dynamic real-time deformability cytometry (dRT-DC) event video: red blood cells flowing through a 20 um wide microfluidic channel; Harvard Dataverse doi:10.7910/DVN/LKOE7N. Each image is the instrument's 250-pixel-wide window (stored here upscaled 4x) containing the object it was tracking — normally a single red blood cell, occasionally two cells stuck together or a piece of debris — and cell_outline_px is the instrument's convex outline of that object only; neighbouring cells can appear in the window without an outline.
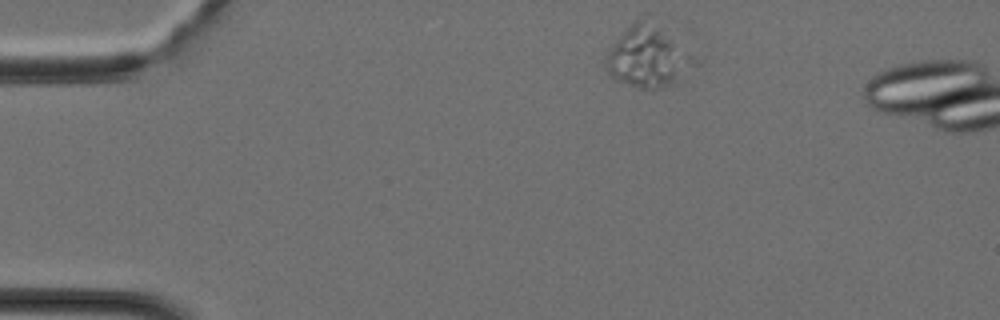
{"species": "Egyptian fruit bat (a non-hibernating species)", "species_latin": "Rousettus aegyptiacus", "temperature_condition": "cold", "stored_images_in_passage": 3, "camera_frame_rate_fps": 3000, "um_per_image_px": 0.085, "animal": {"sex": "female"}, "frame": {"image": 1, "passage_image": 2, "time_ms": 0.333, "image_size_px": [1000, 320], "cell_outline_px": [[676, 84], [660, 88], [644, 88], [608, 76], [604, 68], [604, 56], [616, 40], [636, 20], [640, 20], [656, 28], [672, 44], [676, 80]], "centroid_in_image_um": [54.55, 4.91], "position_along_channel_um": 30.4, "area_um2": 25.72}}